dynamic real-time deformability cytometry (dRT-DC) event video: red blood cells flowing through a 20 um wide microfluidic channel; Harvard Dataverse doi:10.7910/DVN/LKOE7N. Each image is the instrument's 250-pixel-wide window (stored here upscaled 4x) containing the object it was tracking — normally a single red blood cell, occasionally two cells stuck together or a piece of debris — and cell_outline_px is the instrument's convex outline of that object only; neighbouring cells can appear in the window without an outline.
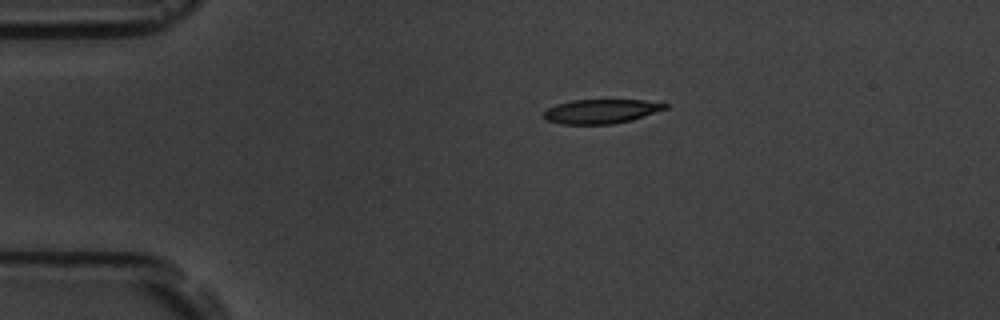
{"species": "common noctule bat (a hibernating species)", "species_latin": "Nyctalus noctula", "temperature_condition": "room temperature", "stored_images_in_passage": 4, "camera_frame_rate_fps": 3000, "um_per_image_px": 0.085, "animal": {"sex": "male", "body_mass_g": 19.5, "forearm_length_mm": 54.6}, "frame": {"image": 1, "passage_image": 1, "time_ms": 0.0, "image_size_px": [1000, 320], "cell_outline_px": [[668, 108], [632, 120], [612, 124], [560, 124], [544, 120], [544, 112], [548, 108], [556, 104], [572, 100], [644, 100], [668, 104]], "centroid_in_image_um": [51.07, 9.47], "position_along_channel_um": 33.9, "area_um2": 17.17}}
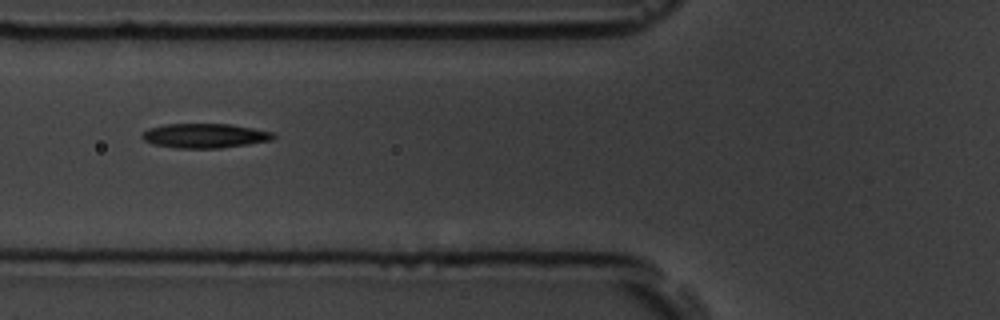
{"frame": {"image": 2, "passage_image": 4, "time_ms": 3.333, "image_size_px": [1000, 320], "cell_outline_px": [[276, 136], [272, 140], [248, 144], [220, 148], [176, 148], [152, 144], [144, 140], [140, 136], [148, 128], [164, 124], [232, 124], [272, 132]], "centroid_in_image_um": [17.38, 11.53], "position_along_channel_um": 108.4, "area_um2": 18.73}}